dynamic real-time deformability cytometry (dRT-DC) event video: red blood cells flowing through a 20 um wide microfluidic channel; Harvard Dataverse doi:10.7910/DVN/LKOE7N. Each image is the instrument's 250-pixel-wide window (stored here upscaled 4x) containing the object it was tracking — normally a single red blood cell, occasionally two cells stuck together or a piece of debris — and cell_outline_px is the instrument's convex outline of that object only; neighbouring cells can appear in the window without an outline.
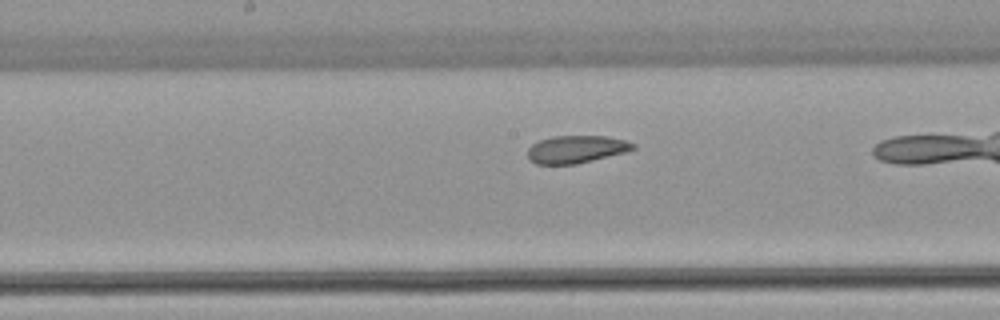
{"species": "common noctule bat (a hibernating species)", "species_latin": "Nyctalus noctula", "temperature_condition": "warm", "stored_images_in_passage": 33, "camera_frame_rate_fps": 3000, "um_per_image_px": 0.085, "animal": {"sex": "female", "body_mass_g": 22.7, "forearm_length_mm": 54.2}, "frame": {"image": 1, "passage_image": 19, "time_ms": 6.0, "image_size_px": [1000, 320], "cell_outline_px": [[636, 148], [624, 152], [576, 164], [536, 164], [528, 160], [528, 148], [532, 144], [540, 140], [552, 136], [608, 136], [624, 140], [636, 144]], "centroid_in_image_um": [48.95, 12.68], "position_along_channel_um": 199.2, "area_um2": 16.88}}